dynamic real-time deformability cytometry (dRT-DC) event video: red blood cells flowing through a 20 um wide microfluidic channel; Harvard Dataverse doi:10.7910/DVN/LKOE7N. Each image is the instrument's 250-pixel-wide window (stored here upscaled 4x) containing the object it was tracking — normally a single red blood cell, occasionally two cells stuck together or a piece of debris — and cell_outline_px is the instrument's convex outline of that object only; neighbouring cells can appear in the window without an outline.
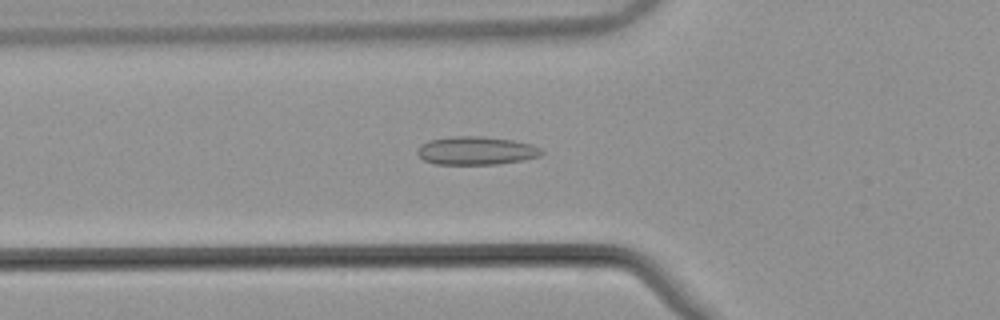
{"species": "common noctule bat (a hibernating species)", "species_latin": "Nyctalus noctula", "temperature_condition": "warm", "stored_images_in_passage": 53, "camera_frame_rate_fps": 3000, "um_per_image_px": 0.085, "animal": {"sex": "male", "body_mass_g": 21.5, "forearm_length_mm": 52.0}, "frame": {"image": 1, "passage_image": 19, "time_ms": 6.0, "image_size_px": [1000, 320], "cell_outline_px": [[544, 152], [540, 156], [524, 160], [500, 164], [436, 164], [424, 160], [416, 152], [420, 144], [428, 140], [456, 136], [480, 136], [512, 140], [532, 144], [540, 148]], "centroid_in_image_um": [40.48, 12.81], "position_along_channel_um": 85.3, "area_um2": 20.52}}
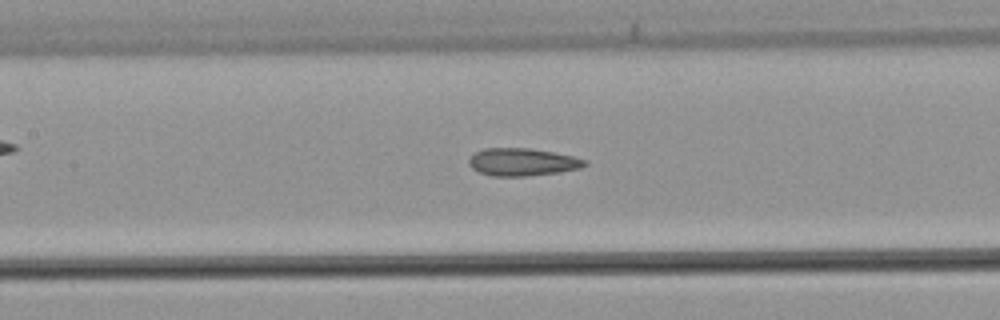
{"frame": {"image": 2, "passage_image": 25, "time_ms": 8.0, "image_size_px": [1000, 320], "cell_outline_px": [[588, 164], [580, 168], [560, 172], [528, 176], [492, 176], [480, 172], [472, 168], [468, 164], [468, 160], [476, 152], [484, 148], [528, 148], [552, 152], [572, 156], [588, 160]], "centroid_in_image_um": [44.41, 13.77], "position_along_channel_um": 163.0, "area_um2": 18.61}}
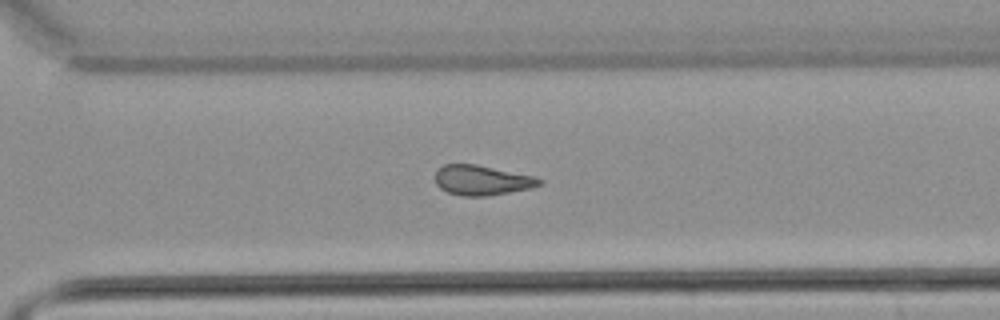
{"frame": {"image": 3, "passage_image": 38, "time_ms": 12.333, "image_size_px": [1000, 320], "cell_outline_px": [[544, 184], [532, 188], [488, 196], [460, 196], [448, 192], [440, 188], [436, 184], [436, 168], [444, 164], [476, 164], [532, 176], [544, 180]], "centroid_in_image_um": [40.96, 15.32], "position_along_channel_um": 329.6, "area_um2": 18.26}, "authors_computed_cell_mechanics": {"area_um2": 18.9006, "velocity_mm_per_s": 3.8547, "shape_relaxation_time_tau1_ms": null, "shape_relaxation_time_tau2_ms": 3.8814, "deformation_change_tau1": null, "deformation_change_tau2": 0.1258}}